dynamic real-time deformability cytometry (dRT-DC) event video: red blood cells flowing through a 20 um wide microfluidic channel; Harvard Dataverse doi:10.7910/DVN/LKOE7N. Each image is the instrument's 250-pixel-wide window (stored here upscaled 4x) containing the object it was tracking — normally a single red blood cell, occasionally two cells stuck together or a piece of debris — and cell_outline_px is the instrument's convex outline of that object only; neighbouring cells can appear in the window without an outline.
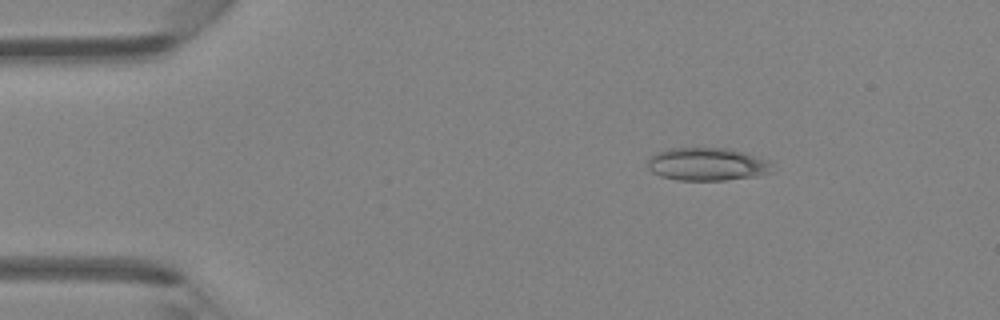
{"species": "Egyptian fruit bat (a non-hibernating species)", "species_latin": "Rousettus aegyptiacus", "temperature_condition": "room temperature", "stored_images_in_passage": 41, "camera_frame_rate_fps": 3000, "um_per_image_px": 0.085, "animal": {"sex": "female"}, "frame": {"image": 1, "passage_image": 3, "time_ms": 0.667, "image_size_px": [1000, 320], "cell_outline_px": [[772, 172], [756, 176], [724, 180], [676, 180], [660, 176], [652, 172], [648, 168], [648, 160], [656, 152], [668, 148], [728, 148], [744, 152], [772, 160]], "centroid_in_image_um": [60.14, 13.95], "position_along_channel_um": 24.9, "area_um2": 24.16}}
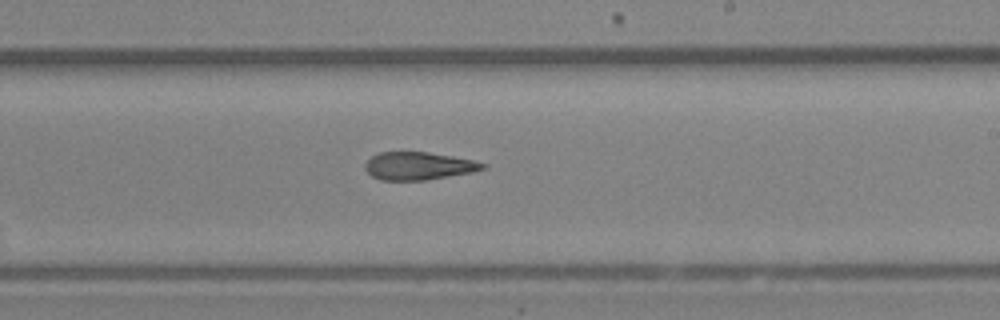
{"frame": {"image": 2, "passage_image": 23, "time_ms": 7.333, "image_size_px": [1000, 320], "cell_outline_px": [[488, 168], [472, 172], [428, 180], [380, 180], [372, 176], [364, 168], [364, 164], [372, 156], [380, 152], [428, 152], [452, 156], [472, 160], [488, 164]], "centroid_in_image_um": [35.6, 14.11], "position_along_channel_um": 253.4, "area_um2": 19.13}}
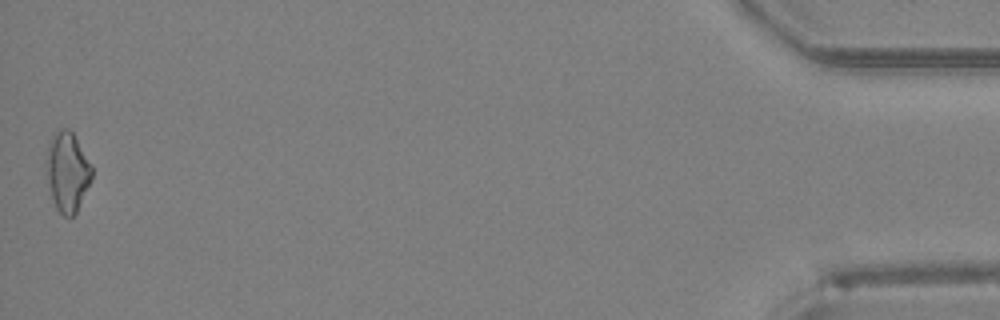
{"frame": {"image": 3, "passage_image": 41, "time_ms": 13.333, "image_size_px": [1000, 320], "cell_outline_px": [[92, 176], [76, 212], [72, 216], [64, 216], [56, 208], [44, 172], [44, 160], [48, 144], [52, 136], [56, 132], [64, 128], [68, 128], [72, 132], [92, 164]], "centroid_in_image_um": [5.68, 14.57], "position_along_channel_um": 429.5, "area_um2": 21.15}}